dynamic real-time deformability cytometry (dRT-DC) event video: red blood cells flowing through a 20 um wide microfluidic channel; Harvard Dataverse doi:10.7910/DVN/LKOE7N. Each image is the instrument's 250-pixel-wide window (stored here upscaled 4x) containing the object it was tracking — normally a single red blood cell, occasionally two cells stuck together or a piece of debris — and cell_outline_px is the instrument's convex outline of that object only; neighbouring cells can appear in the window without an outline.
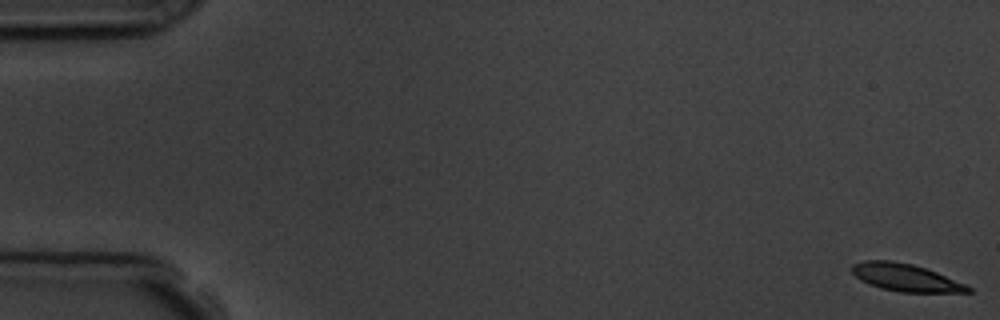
{"species": "common noctule bat (a hibernating species)", "species_latin": "Nyctalus noctula", "temperature_condition": "room temperature", "stored_images_in_passage": 5, "camera_frame_rate_fps": 3000, "um_per_image_px": 0.085, "animal": {"sex": "male", "body_mass_g": 19.5, "forearm_length_mm": 54.6}, "frame": {"image": 1, "passage_image": 1, "time_ms": 0.0, "image_size_px": [1000, 320], "cell_outline_px": [[972, 292], [900, 292], [880, 288], [868, 284], [860, 280], [852, 272], [852, 264], [864, 260], [892, 260], [912, 264], [936, 272], [964, 284], [972, 288]], "centroid_in_image_um": [76.93, 23.59], "position_along_channel_um": 8.1, "area_um2": 18.44}}
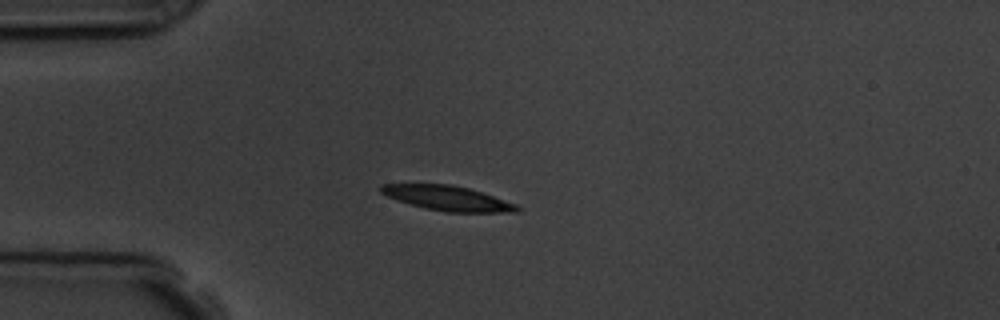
{"frame": {"image": 2, "passage_image": 5, "time_ms": 4.667, "image_size_px": [1000, 320], "cell_outline_px": [[520, 212], [444, 212], [424, 208], [408, 204], [396, 200], [380, 192], [380, 184], [452, 184], [468, 188], [516, 204], [520, 208]], "centroid_in_image_um": [38.01, 16.85], "position_along_channel_um": 47.0, "area_um2": 19.59}}